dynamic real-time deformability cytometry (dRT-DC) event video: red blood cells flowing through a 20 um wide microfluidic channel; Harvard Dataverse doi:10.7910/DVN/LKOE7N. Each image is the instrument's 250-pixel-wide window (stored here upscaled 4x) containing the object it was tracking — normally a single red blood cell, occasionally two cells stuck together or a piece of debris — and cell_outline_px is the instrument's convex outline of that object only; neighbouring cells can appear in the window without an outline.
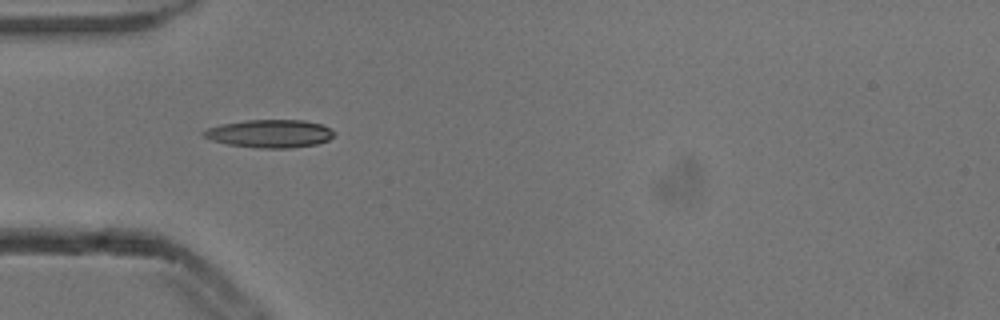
{"species": "common noctule bat (a hibernating species)", "species_latin": "Nyctalus noctula", "temperature_condition": "cold", "stored_images_in_passage": 3, "camera_frame_rate_fps": 3000, "um_per_image_px": 0.085, "animal": {"sex": "male", "body_mass_g": 13.3}, "frame": {"image": 1, "passage_image": 3, "time_ms": 0.667, "image_size_px": [1000, 320], "cell_outline_px": [[336, 132], [328, 140], [316, 144], [292, 148], [260, 148], [228, 144], [212, 140], [204, 136], [200, 132], [208, 128], [224, 124], [244, 120], [304, 120], [320, 124]], "centroid_in_image_um": [22.94, 11.36], "position_along_channel_um": 62.1, "area_um2": 21.1}}